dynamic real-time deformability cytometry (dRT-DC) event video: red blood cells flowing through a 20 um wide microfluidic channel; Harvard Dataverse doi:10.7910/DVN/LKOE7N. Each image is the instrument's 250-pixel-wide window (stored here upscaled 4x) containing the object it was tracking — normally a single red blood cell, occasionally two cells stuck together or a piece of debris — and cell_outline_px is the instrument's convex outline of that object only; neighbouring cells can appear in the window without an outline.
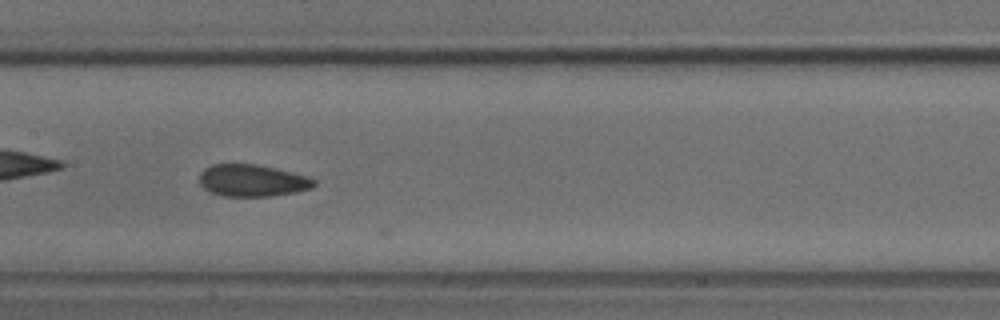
{"species": "common noctule bat (a hibernating species)", "species_latin": "Nyctalus noctula", "temperature_condition": "cold", "stored_images_in_passage": 28, "camera_frame_rate_fps": 3000, "um_per_image_px": 0.085, "animal": {"sex": "male", "body_mass_g": 18.8}, "frame": {"image": 1, "passage_image": 24, "time_ms": 7.667, "image_size_px": [1000, 320], "cell_outline_px": [[316, 184], [312, 188], [296, 192], [268, 196], [224, 196], [212, 192], [204, 188], [200, 184], [200, 172], [204, 168], [212, 164], [256, 164], [276, 168], [308, 176], [316, 180]], "centroid_in_image_um": [21.46, 15.33], "position_along_channel_um": 185.9, "area_um2": 21.39}}
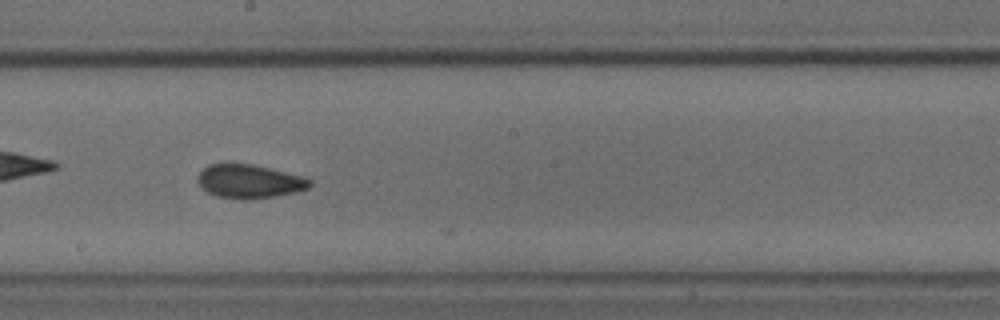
{"frame": {"image": 2, "passage_image": 27, "time_ms": 8.667, "image_size_px": [1000, 320], "cell_outline_px": [[312, 184], [308, 188], [296, 192], [276, 196], [252, 200], [244, 200], [216, 196], [208, 192], [196, 180], [196, 176], [208, 164], [224, 160], [228, 160], [252, 164], [304, 176], [312, 180]], "centroid_in_image_um": [21.16, 15.38], "position_along_channel_um": 227.0, "area_um2": 22.83}}